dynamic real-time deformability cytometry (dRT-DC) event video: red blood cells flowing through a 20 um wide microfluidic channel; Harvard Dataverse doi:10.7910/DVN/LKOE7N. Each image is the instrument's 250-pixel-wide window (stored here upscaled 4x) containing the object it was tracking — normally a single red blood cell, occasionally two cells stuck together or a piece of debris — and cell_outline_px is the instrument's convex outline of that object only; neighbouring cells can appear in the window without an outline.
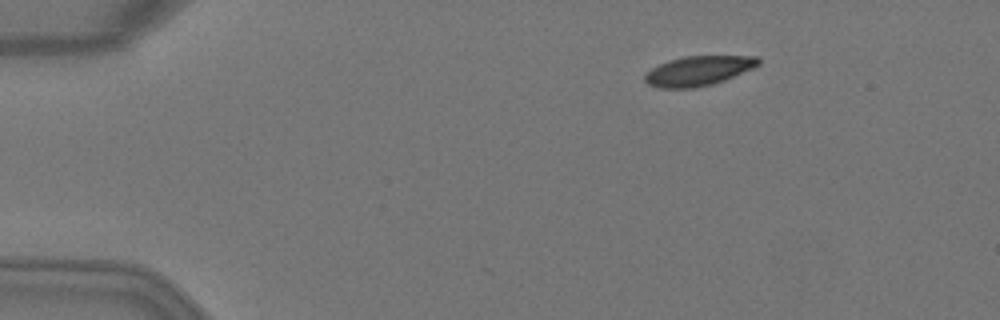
{"species": "Egyptian fruit bat (a non-hibernating species)", "species_latin": "Rousettus aegyptiacus", "temperature_condition": "warm", "stored_images_in_passage": 4, "camera_frame_rate_fps": 3000, "um_per_image_px": 0.085, "animal": {"sex": "female"}, "frame": {"image": 1, "passage_image": 2, "time_ms": 0.333, "image_size_px": [1000, 320], "cell_outline_px": [[760, 64], [752, 68], [724, 80], [712, 84], [692, 88], [660, 88], [648, 84], [644, 80], [644, 76], [652, 68], [660, 64], [684, 56], [756, 56], [760, 60]], "centroid_in_image_um": [59.36, 6.02], "position_along_channel_um": 25.6, "area_um2": 19.31}}